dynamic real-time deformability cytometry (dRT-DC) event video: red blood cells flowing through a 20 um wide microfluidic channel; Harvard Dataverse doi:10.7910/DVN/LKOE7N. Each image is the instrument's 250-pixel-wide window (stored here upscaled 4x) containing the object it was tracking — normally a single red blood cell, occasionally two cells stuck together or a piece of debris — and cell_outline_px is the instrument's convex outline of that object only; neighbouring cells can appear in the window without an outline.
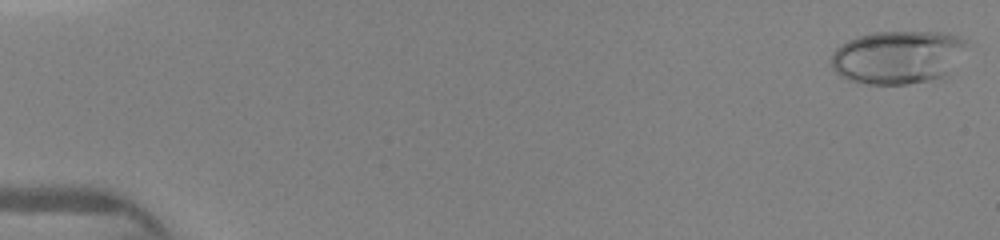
{"species": "human", "species_latin": "Homo sapiens", "temperature_condition": "warm", "stored_images_in_passage": 5, "camera_frame_rate_fps": 3000, "um_per_image_px": 0.085, "donor": {"sex": "female"}, "frame": {"image": 1, "passage_image": 1, "time_ms": 0.0, "image_size_px": [1000, 240], "cell_outline_px": [[968, 44], [948, 72], [944, 76], [928, 80], [908, 84], [868, 84], [848, 80], [840, 76], [832, 68], [832, 52], [840, 44], [848, 40], [872, 32], [948, 32], [960, 36], [968, 40]], "centroid_in_image_um": [76.29, 4.84], "position_along_channel_um": 8.7, "area_um2": 42.02}}